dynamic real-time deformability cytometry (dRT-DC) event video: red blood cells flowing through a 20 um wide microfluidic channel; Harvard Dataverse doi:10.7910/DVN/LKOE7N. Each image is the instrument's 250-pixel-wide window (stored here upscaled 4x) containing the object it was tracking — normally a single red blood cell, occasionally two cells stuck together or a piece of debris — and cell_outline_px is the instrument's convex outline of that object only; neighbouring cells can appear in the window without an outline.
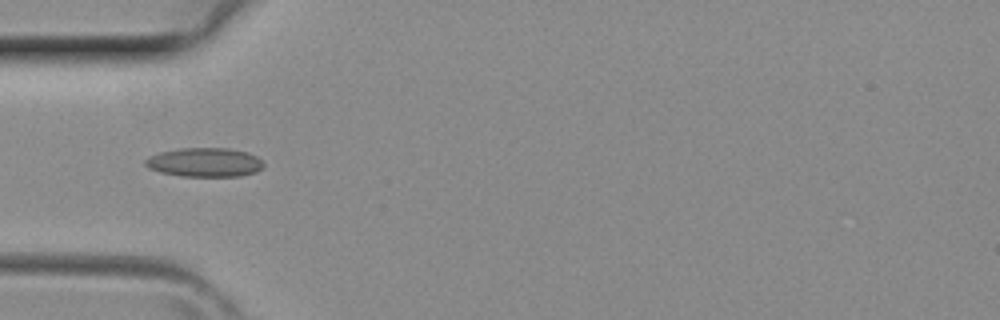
{"species": "common noctule bat (a hibernating species)", "species_latin": "Nyctalus noctula", "temperature_condition": "room temperature", "stored_images_in_passage": 3, "camera_frame_rate_fps": 3000, "um_per_image_px": 0.085, "animal": {"sex": "female", "body_mass_g": 29.2, "forearm_length_mm": 56.3}, "frame": {"image": 1, "passage_image": 3, "time_ms": 0.667, "image_size_px": [1000, 320], "cell_outline_px": [[264, 168], [256, 172], [240, 176], [180, 176], [160, 172], [148, 168], [144, 164], [144, 160], [148, 156], [160, 152], [180, 148], [228, 148], [248, 152], [256, 156], [264, 164]], "centroid_in_image_um": [17.39, 13.8], "position_along_channel_um": 67.6, "area_um2": 20.17}}